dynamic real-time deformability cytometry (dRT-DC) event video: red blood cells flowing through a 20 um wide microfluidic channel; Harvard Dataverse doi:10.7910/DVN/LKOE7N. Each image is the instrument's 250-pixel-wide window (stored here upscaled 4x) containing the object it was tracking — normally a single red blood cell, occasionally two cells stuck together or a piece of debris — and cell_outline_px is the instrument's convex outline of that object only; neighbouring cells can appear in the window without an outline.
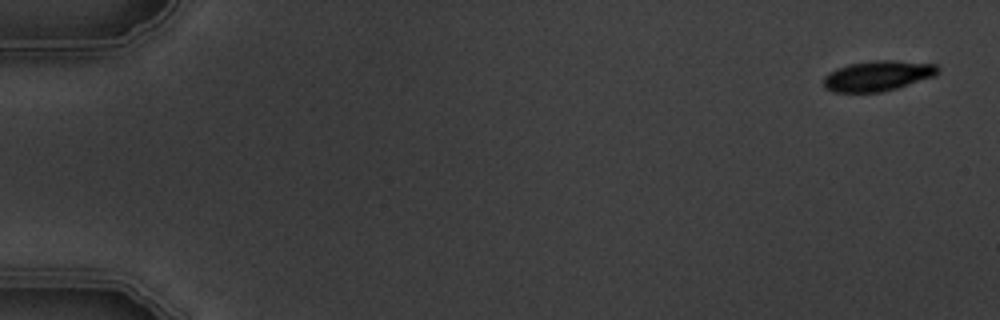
{"species": "common noctule bat (a hibernating species)", "species_latin": "Nyctalus noctula", "temperature_condition": "warm", "stored_images_in_passage": 4, "camera_frame_rate_fps": 3000, "um_per_image_px": 0.085, "animal": {"sex": "male", "body_mass_g": 19.5, "forearm_length_mm": 54.6}, "frame": {"image": 1, "passage_image": 1, "time_ms": 0.0, "image_size_px": [1000, 320], "cell_outline_px": [[940, 72], [936, 76], [896, 88], [880, 92], [832, 92], [824, 88], [824, 76], [836, 68], [848, 64], [872, 60], [896, 60], [936, 64], [940, 68]], "centroid_in_image_um": [74.62, 6.43], "position_along_channel_um": 10.4, "area_um2": 20.4}}